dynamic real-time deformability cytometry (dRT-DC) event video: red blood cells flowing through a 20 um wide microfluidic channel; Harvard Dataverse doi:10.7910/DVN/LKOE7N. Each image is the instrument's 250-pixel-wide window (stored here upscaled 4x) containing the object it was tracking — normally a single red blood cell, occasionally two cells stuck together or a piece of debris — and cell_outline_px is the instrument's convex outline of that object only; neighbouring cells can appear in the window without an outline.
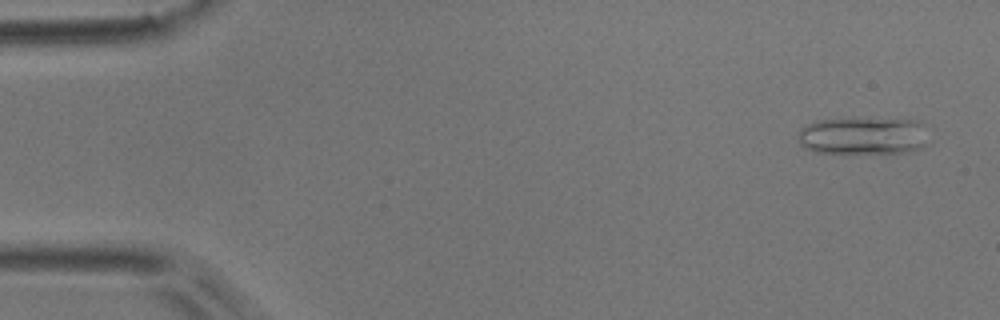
{"species": "common noctule bat (a hibernating species)", "species_latin": "Nyctalus noctula", "temperature_condition": "room temperature", "stored_images_in_passage": 54, "camera_frame_rate_fps": 3000, "um_per_image_px": 0.085, "animal": {"sex": "male", "body_mass_g": 17.9}, "frame": {"image": 1, "passage_image": 3, "time_ms": 0.667, "image_size_px": [1000, 320], "cell_outline_px": [[924, 144], [920, 148], [900, 152], [816, 152], [804, 148], [800, 144], [800, 128], [804, 124], [812, 120], [856, 116], [924, 120]], "centroid_in_image_um": [73.31, 11.46], "position_along_channel_um": 11.7, "area_um2": 29.19}}
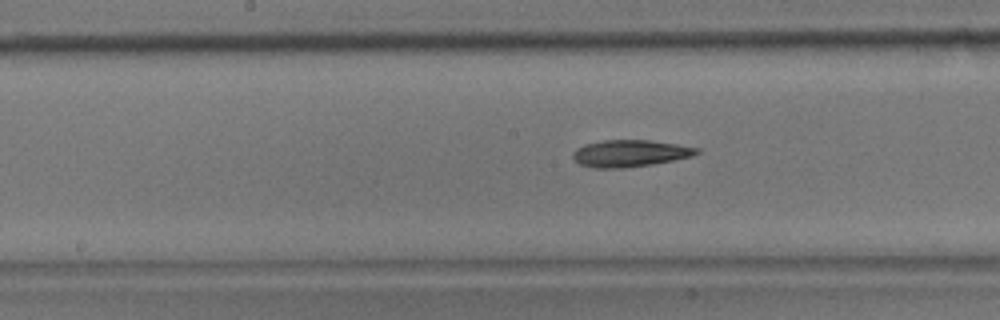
{"frame": {"image": 2, "passage_image": 27, "time_ms": 8.667, "image_size_px": [1000, 320], "cell_outline_px": [[700, 152], [692, 156], [652, 164], [624, 168], [592, 168], [580, 164], [572, 156], [572, 152], [576, 148], [584, 144], [604, 140], [648, 140], [676, 144], [700, 148]], "centroid_in_image_um": [53.52, 13.03], "position_along_channel_um": 194.7, "area_um2": 19.36}}
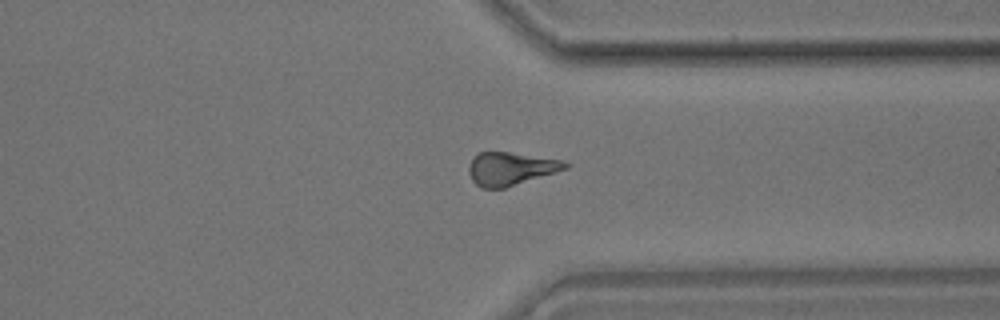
{"frame": {"image": 3, "passage_image": 41, "time_ms": 13.333, "image_size_px": [1000, 320], "cell_outline_px": [[572, 164], [568, 168], [504, 188], [480, 188], [472, 180], [468, 172], [468, 168], [472, 156], [480, 152], [508, 152], [560, 160]], "centroid_in_image_um": [43.36, 14.34], "position_along_channel_um": 368.0, "area_um2": 18.44}}